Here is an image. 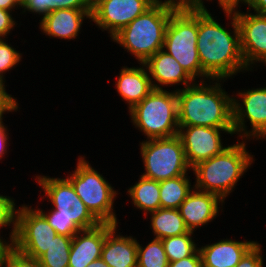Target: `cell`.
Here are the masks:
<instances>
[{"label": "cell", "mask_w": 266, "mask_h": 267, "mask_svg": "<svg viewBox=\"0 0 266 267\" xmlns=\"http://www.w3.org/2000/svg\"><path fill=\"white\" fill-rule=\"evenodd\" d=\"M223 13L231 21L226 23V26L231 25L230 30L229 26L226 28L215 20L209 10L198 11L197 50L202 70L211 79L227 80L250 70L242 55L234 11L225 9Z\"/></svg>", "instance_id": "cell-1"}, {"label": "cell", "mask_w": 266, "mask_h": 267, "mask_svg": "<svg viewBox=\"0 0 266 267\" xmlns=\"http://www.w3.org/2000/svg\"><path fill=\"white\" fill-rule=\"evenodd\" d=\"M225 81L209 79L175 88L179 126L233 129V96L223 88Z\"/></svg>", "instance_id": "cell-2"}, {"label": "cell", "mask_w": 266, "mask_h": 267, "mask_svg": "<svg viewBox=\"0 0 266 267\" xmlns=\"http://www.w3.org/2000/svg\"><path fill=\"white\" fill-rule=\"evenodd\" d=\"M44 192L52 209L48 212L35 207L48 221L57 234L74 236L81 230L97 227L100 222L91 214L86 205L78 197L71 182L66 178L36 175L34 179Z\"/></svg>", "instance_id": "cell-3"}, {"label": "cell", "mask_w": 266, "mask_h": 267, "mask_svg": "<svg viewBox=\"0 0 266 267\" xmlns=\"http://www.w3.org/2000/svg\"><path fill=\"white\" fill-rule=\"evenodd\" d=\"M247 142L249 140H237L220 154L195 165L191 169L196 177L194 188L216 194L225 202L255 161L252 152L247 151Z\"/></svg>", "instance_id": "cell-4"}, {"label": "cell", "mask_w": 266, "mask_h": 267, "mask_svg": "<svg viewBox=\"0 0 266 267\" xmlns=\"http://www.w3.org/2000/svg\"><path fill=\"white\" fill-rule=\"evenodd\" d=\"M175 9L168 0H157L143 14L136 17L126 27L115 34L111 41L127 50L138 60L145 63L152 55L163 49L165 31Z\"/></svg>", "instance_id": "cell-5"}, {"label": "cell", "mask_w": 266, "mask_h": 267, "mask_svg": "<svg viewBox=\"0 0 266 267\" xmlns=\"http://www.w3.org/2000/svg\"><path fill=\"white\" fill-rule=\"evenodd\" d=\"M131 122L146 140L178 135L177 91L153 89L129 110Z\"/></svg>", "instance_id": "cell-6"}, {"label": "cell", "mask_w": 266, "mask_h": 267, "mask_svg": "<svg viewBox=\"0 0 266 267\" xmlns=\"http://www.w3.org/2000/svg\"><path fill=\"white\" fill-rule=\"evenodd\" d=\"M85 156H79L75 170L67 174L75 192L100 223L118 225L114 201L118 195L114 187L93 168Z\"/></svg>", "instance_id": "cell-7"}, {"label": "cell", "mask_w": 266, "mask_h": 267, "mask_svg": "<svg viewBox=\"0 0 266 267\" xmlns=\"http://www.w3.org/2000/svg\"><path fill=\"white\" fill-rule=\"evenodd\" d=\"M198 11H175L165 31L163 50L194 80L211 79L203 70L197 50Z\"/></svg>", "instance_id": "cell-8"}, {"label": "cell", "mask_w": 266, "mask_h": 267, "mask_svg": "<svg viewBox=\"0 0 266 267\" xmlns=\"http://www.w3.org/2000/svg\"><path fill=\"white\" fill-rule=\"evenodd\" d=\"M139 146L145 171L141 176L145 178L160 182L191 171L178 135L144 140Z\"/></svg>", "instance_id": "cell-9"}, {"label": "cell", "mask_w": 266, "mask_h": 267, "mask_svg": "<svg viewBox=\"0 0 266 267\" xmlns=\"http://www.w3.org/2000/svg\"><path fill=\"white\" fill-rule=\"evenodd\" d=\"M232 96L233 129L237 139L266 141V87L240 90ZM248 121L250 130L245 124Z\"/></svg>", "instance_id": "cell-10"}, {"label": "cell", "mask_w": 266, "mask_h": 267, "mask_svg": "<svg viewBox=\"0 0 266 267\" xmlns=\"http://www.w3.org/2000/svg\"><path fill=\"white\" fill-rule=\"evenodd\" d=\"M19 206L16 236L12 246L19 252L38 260L48 250L57 233L32 205L23 203Z\"/></svg>", "instance_id": "cell-11"}, {"label": "cell", "mask_w": 266, "mask_h": 267, "mask_svg": "<svg viewBox=\"0 0 266 267\" xmlns=\"http://www.w3.org/2000/svg\"><path fill=\"white\" fill-rule=\"evenodd\" d=\"M157 0H99L92 6L91 21L112 38Z\"/></svg>", "instance_id": "cell-12"}, {"label": "cell", "mask_w": 266, "mask_h": 267, "mask_svg": "<svg viewBox=\"0 0 266 267\" xmlns=\"http://www.w3.org/2000/svg\"><path fill=\"white\" fill-rule=\"evenodd\" d=\"M221 133L235 135L234 129H221L203 126H179L178 136L181 139L185 158L192 169L202 161L220 154L227 146H223Z\"/></svg>", "instance_id": "cell-13"}, {"label": "cell", "mask_w": 266, "mask_h": 267, "mask_svg": "<svg viewBox=\"0 0 266 267\" xmlns=\"http://www.w3.org/2000/svg\"><path fill=\"white\" fill-rule=\"evenodd\" d=\"M233 11L246 67L252 72L259 63L266 66V14H253L250 10L241 12L240 6Z\"/></svg>", "instance_id": "cell-14"}, {"label": "cell", "mask_w": 266, "mask_h": 267, "mask_svg": "<svg viewBox=\"0 0 266 267\" xmlns=\"http://www.w3.org/2000/svg\"><path fill=\"white\" fill-rule=\"evenodd\" d=\"M223 203L225 202L218 195L194 188L178 210L186 227L194 232L197 228L213 222L219 215V208L224 207Z\"/></svg>", "instance_id": "cell-15"}, {"label": "cell", "mask_w": 266, "mask_h": 267, "mask_svg": "<svg viewBox=\"0 0 266 267\" xmlns=\"http://www.w3.org/2000/svg\"><path fill=\"white\" fill-rule=\"evenodd\" d=\"M114 226L100 223L97 227L77 232L71 242L68 267H87L100 259L106 234Z\"/></svg>", "instance_id": "cell-16"}, {"label": "cell", "mask_w": 266, "mask_h": 267, "mask_svg": "<svg viewBox=\"0 0 266 267\" xmlns=\"http://www.w3.org/2000/svg\"><path fill=\"white\" fill-rule=\"evenodd\" d=\"M92 9H60L40 18L39 29L46 36L62 40L77 39L84 19L91 20Z\"/></svg>", "instance_id": "cell-17"}, {"label": "cell", "mask_w": 266, "mask_h": 267, "mask_svg": "<svg viewBox=\"0 0 266 267\" xmlns=\"http://www.w3.org/2000/svg\"><path fill=\"white\" fill-rule=\"evenodd\" d=\"M154 89L183 85H192L195 81L184 71L182 66L163 49L152 55L145 63ZM170 85V86H169ZM163 86V87H162Z\"/></svg>", "instance_id": "cell-18"}, {"label": "cell", "mask_w": 266, "mask_h": 267, "mask_svg": "<svg viewBox=\"0 0 266 267\" xmlns=\"http://www.w3.org/2000/svg\"><path fill=\"white\" fill-rule=\"evenodd\" d=\"M257 241H236L231 238L199 246L202 267H236Z\"/></svg>", "instance_id": "cell-19"}, {"label": "cell", "mask_w": 266, "mask_h": 267, "mask_svg": "<svg viewBox=\"0 0 266 267\" xmlns=\"http://www.w3.org/2000/svg\"><path fill=\"white\" fill-rule=\"evenodd\" d=\"M140 67L123 66L115 82V89L125 103L128 111L140 103L154 88L144 63Z\"/></svg>", "instance_id": "cell-20"}, {"label": "cell", "mask_w": 266, "mask_h": 267, "mask_svg": "<svg viewBox=\"0 0 266 267\" xmlns=\"http://www.w3.org/2000/svg\"><path fill=\"white\" fill-rule=\"evenodd\" d=\"M115 225L105 237L101 258L109 267H137L138 241L132 236H123Z\"/></svg>", "instance_id": "cell-21"}, {"label": "cell", "mask_w": 266, "mask_h": 267, "mask_svg": "<svg viewBox=\"0 0 266 267\" xmlns=\"http://www.w3.org/2000/svg\"><path fill=\"white\" fill-rule=\"evenodd\" d=\"M150 216V228L154 238L164 239L166 237L186 234L189 229L178 209L159 208L148 213Z\"/></svg>", "instance_id": "cell-22"}, {"label": "cell", "mask_w": 266, "mask_h": 267, "mask_svg": "<svg viewBox=\"0 0 266 267\" xmlns=\"http://www.w3.org/2000/svg\"><path fill=\"white\" fill-rule=\"evenodd\" d=\"M159 181L145 178L140 175L138 182L127 189V194L136 209L143 211L145 219L148 213L161 208Z\"/></svg>", "instance_id": "cell-23"}, {"label": "cell", "mask_w": 266, "mask_h": 267, "mask_svg": "<svg viewBox=\"0 0 266 267\" xmlns=\"http://www.w3.org/2000/svg\"><path fill=\"white\" fill-rule=\"evenodd\" d=\"M189 177V178H188ZM190 176L181 175L159 182L161 208L178 209L194 189Z\"/></svg>", "instance_id": "cell-24"}, {"label": "cell", "mask_w": 266, "mask_h": 267, "mask_svg": "<svg viewBox=\"0 0 266 267\" xmlns=\"http://www.w3.org/2000/svg\"><path fill=\"white\" fill-rule=\"evenodd\" d=\"M73 236L56 234L48 250L38 259L41 267H68Z\"/></svg>", "instance_id": "cell-25"}, {"label": "cell", "mask_w": 266, "mask_h": 267, "mask_svg": "<svg viewBox=\"0 0 266 267\" xmlns=\"http://www.w3.org/2000/svg\"><path fill=\"white\" fill-rule=\"evenodd\" d=\"M194 232L189 231L186 234L171 236L162 239V244L169 262L179 261L183 258L193 255L198 249Z\"/></svg>", "instance_id": "cell-26"}, {"label": "cell", "mask_w": 266, "mask_h": 267, "mask_svg": "<svg viewBox=\"0 0 266 267\" xmlns=\"http://www.w3.org/2000/svg\"><path fill=\"white\" fill-rule=\"evenodd\" d=\"M169 260L162 240L153 238L146 246L137 247V267H168Z\"/></svg>", "instance_id": "cell-27"}, {"label": "cell", "mask_w": 266, "mask_h": 267, "mask_svg": "<svg viewBox=\"0 0 266 267\" xmlns=\"http://www.w3.org/2000/svg\"><path fill=\"white\" fill-rule=\"evenodd\" d=\"M14 198L0 194V230L8 227L11 231L9 242L13 243L16 236L17 209ZM11 226V227H10ZM10 227V228H9Z\"/></svg>", "instance_id": "cell-28"}, {"label": "cell", "mask_w": 266, "mask_h": 267, "mask_svg": "<svg viewBox=\"0 0 266 267\" xmlns=\"http://www.w3.org/2000/svg\"><path fill=\"white\" fill-rule=\"evenodd\" d=\"M22 53L14 49L6 39H0V80L4 83L5 74L10 70L15 69L22 60Z\"/></svg>", "instance_id": "cell-29"}, {"label": "cell", "mask_w": 266, "mask_h": 267, "mask_svg": "<svg viewBox=\"0 0 266 267\" xmlns=\"http://www.w3.org/2000/svg\"><path fill=\"white\" fill-rule=\"evenodd\" d=\"M0 267H41L36 258L29 257L11 246L1 261Z\"/></svg>", "instance_id": "cell-30"}, {"label": "cell", "mask_w": 266, "mask_h": 267, "mask_svg": "<svg viewBox=\"0 0 266 267\" xmlns=\"http://www.w3.org/2000/svg\"><path fill=\"white\" fill-rule=\"evenodd\" d=\"M261 244L256 242L241 258L236 267H263L264 259L262 256Z\"/></svg>", "instance_id": "cell-31"}, {"label": "cell", "mask_w": 266, "mask_h": 267, "mask_svg": "<svg viewBox=\"0 0 266 267\" xmlns=\"http://www.w3.org/2000/svg\"><path fill=\"white\" fill-rule=\"evenodd\" d=\"M6 84L0 80V117L9 112H17L20 109L17 98L7 93Z\"/></svg>", "instance_id": "cell-32"}, {"label": "cell", "mask_w": 266, "mask_h": 267, "mask_svg": "<svg viewBox=\"0 0 266 267\" xmlns=\"http://www.w3.org/2000/svg\"><path fill=\"white\" fill-rule=\"evenodd\" d=\"M21 9L22 14L28 11L34 15H41L43 18L50 13L49 0H21Z\"/></svg>", "instance_id": "cell-33"}, {"label": "cell", "mask_w": 266, "mask_h": 267, "mask_svg": "<svg viewBox=\"0 0 266 267\" xmlns=\"http://www.w3.org/2000/svg\"><path fill=\"white\" fill-rule=\"evenodd\" d=\"M60 9H92L89 0H49V11Z\"/></svg>", "instance_id": "cell-34"}, {"label": "cell", "mask_w": 266, "mask_h": 267, "mask_svg": "<svg viewBox=\"0 0 266 267\" xmlns=\"http://www.w3.org/2000/svg\"><path fill=\"white\" fill-rule=\"evenodd\" d=\"M175 11H207L204 0H168ZM213 1V0H206Z\"/></svg>", "instance_id": "cell-35"}, {"label": "cell", "mask_w": 266, "mask_h": 267, "mask_svg": "<svg viewBox=\"0 0 266 267\" xmlns=\"http://www.w3.org/2000/svg\"><path fill=\"white\" fill-rule=\"evenodd\" d=\"M12 14V11L0 9V39H7L6 36L18 25Z\"/></svg>", "instance_id": "cell-36"}, {"label": "cell", "mask_w": 266, "mask_h": 267, "mask_svg": "<svg viewBox=\"0 0 266 267\" xmlns=\"http://www.w3.org/2000/svg\"><path fill=\"white\" fill-rule=\"evenodd\" d=\"M168 267H202L199 249L191 256L168 263Z\"/></svg>", "instance_id": "cell-37"}, {"label": "cell", "mask_w": 266, "mask_h": 267, "mask_svg": "<svg viewBox=\"0 0 266 267\" xmlns=\"http://www.w3.org/2000/svg\"><path fill=\"white\" fill-rule=\"evenodd\" d=\"M4 116L0 117V160L7 155L9 145V130L3 122Z\"/></svg>", "instance_id": "cell-38"}, {"label": "cell", "mask_w": 266, "mask_h": 267, "mask_svg": "<svg viewBox=\"0 0 266 267\" xmlns=\"http://www.w3.org/2000/svg\"><path fill=\"white\" fill-rule=\"evenodd\" d=\"M245 4L248 6L247 10H253V13L266 14V0H245Z\"/></svg>", "instance_id": "cell-39"}, {"label": "cell", "mask_w": 266, "mask_h": 267, "mask_svg": "<svg viewBox=\"0 0 266 267\" xmlns=\"http://www.w3.org/2000/svg\"><path fill=\"white\" fill-rule=\"evenodd\" d=\"M21 9V0H0V9L14 12Z\"/></svg>", "instance_id": "cell-40"}, {"label": "cell", "mask_w": 266, "mask_h": 267, "mask_svg": "<svg viewBox=\"0 0 266 267\" xmlns=\"http://www.w3.org/2000/svg\"><path fill=\"white\" fill-rule=\"evenodd\" d=\"M244 1L245 0H217L219 7L223 10L239 7L241 3L244 4Z\"/></svg>", "instance_id": "cell-41"}, {"label": "cell", "mask_w": 266, "mask_h": 267, "mask_svg": "<svg viewBox=\"0 0 266 267\" xmlns=\"http://www.w3.org/2000/svg\"><path fill=\"white\" fill-rule=\"evenodd\" d=\"M11 246H12V243L9 242V240H6L4 237L2 238L1 232H0V264H1V261L5 258L7 250Z\"/></svg>", "instance_id": "cell-42"}, {"label": "cell", "mask_w": 266, "mask_h": 267, "mask_svg": "<svg viewBox=\"0 0 266 267\" xmlns=\"http://www.w3.org/2000/svg\"><path fill=\"white\" fill-rule=\"evenodd\" d=\"M87 267H109L102 258L92 261Z\"/></svg>", "instance_id": "cell-43"}, {"label": "cell", "mask_w": 266, "mask_h": 267, "mask_svg": "<svg viewBox=\"0 0 266 267\" xmlns=\"http://www.w3.org/2000/svg\"><path fill=\"white\" fill-rule=\"evenodd\" d=\"M97 1L99 0H89V3L91 4V6H93Z\"/></svg>", "instance_id": "cell-44"}]
</instances>
